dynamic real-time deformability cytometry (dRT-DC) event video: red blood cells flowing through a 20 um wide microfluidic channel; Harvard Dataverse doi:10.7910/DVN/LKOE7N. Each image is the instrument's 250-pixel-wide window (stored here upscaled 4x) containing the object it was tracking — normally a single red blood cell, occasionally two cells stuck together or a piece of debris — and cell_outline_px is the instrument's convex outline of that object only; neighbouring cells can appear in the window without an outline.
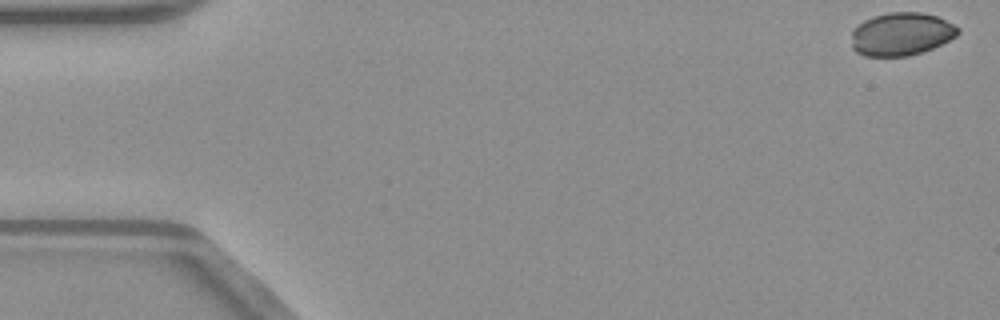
{"species": "common noctule bat (a hibernating species)", "species_latin": "Nyctalus noctula", "temperature_condition": "warm", "stored_images_in_passage": 51, "camera_frame_rate_fps": 3000, "um_per_image_px": 0.085, "animal": {"sex": "male", "body_mass_g": 23.1, "forearm_length_mm": 52.7}, "frame": {"image": 1, "passage_image": 1, "time_ms": 0.0, "image_size_px": [1000, 320], "cell_outline_px": [[960, 32], [956, 36], [932, 48], [908, 56], [864, 56], [856, 52], [852, 48], [852, 32], [856, 24], [872, 16], [888, 12], [920, 12], [936, 16], [956, 24], [960, 28]], "centroid_in_image_um": [76.59, 2.88], "position_along_channel_um": 8.4, "area_um2": 26.88}}
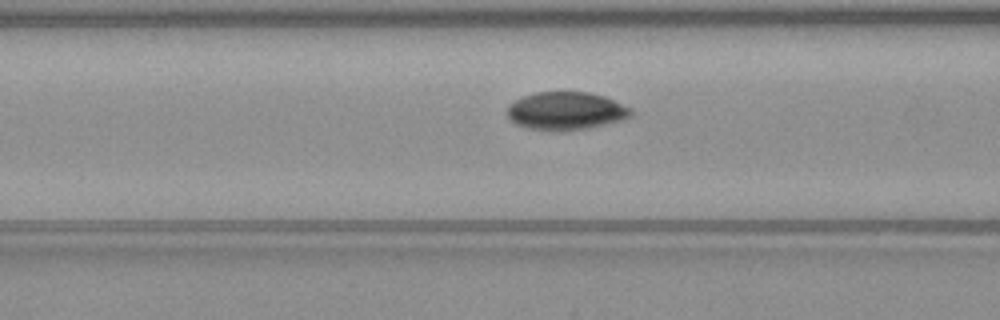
{"frame": {"image": 2, "passage_image": 20, "time_ms": 6.333, "image_size_px": [1000, 320], "cell_outline_px": [[632, 116], [624, 120], [588, 128], [552, 132], [528, 128], [516, 124], [508, 116], [508, 104], [524, 96], [536, 92], [588, 92], [604, 96], [632, 108]], "centroid_in_image_um": [48.13, 9.44], "position_along_channel_um": 118.5, "area_um2": 27.51}}
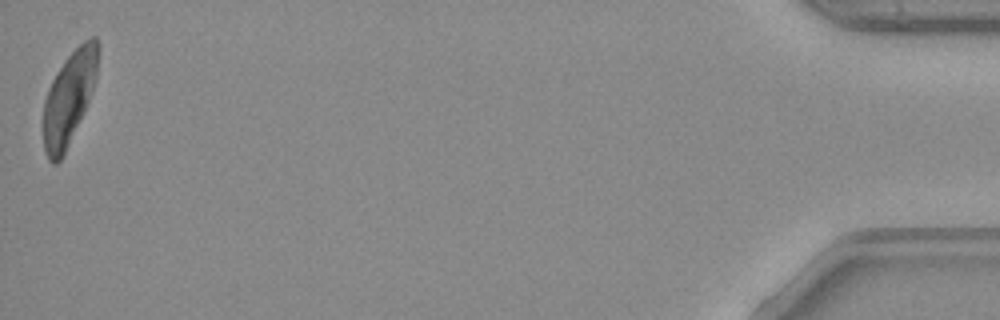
{"frame": {"image": 3, "passage_image": 51, "time_ms": 16.667, "image_size_px": [1000, 320], "cell_outline_px": [[100, 52], [96, 76], [92, 92], [84, 112], [64, 156], [56, 164], [52, 164], [48, 160], [44, 152], [44, 100], [48, 88], [56, 72], [64, 60], [84, 40], [92, 36], [96, 36], [100, 44]], "centroid_in_image_um": [5.89, 8.31], "position_along_channel_um": 429.3, "area_um2": 29.94}, "authors_computed_cell_mechanics": {"area_um2": 27.6284, "velocity_mm_per_s": 4.0235, "shape_relaxation_time_tau1_ms": 2.4642, "shape_relaxation_time_tau2_ms": null, "deformation_change_tau1": 0.0928, "deformation_change_tau2": null}}